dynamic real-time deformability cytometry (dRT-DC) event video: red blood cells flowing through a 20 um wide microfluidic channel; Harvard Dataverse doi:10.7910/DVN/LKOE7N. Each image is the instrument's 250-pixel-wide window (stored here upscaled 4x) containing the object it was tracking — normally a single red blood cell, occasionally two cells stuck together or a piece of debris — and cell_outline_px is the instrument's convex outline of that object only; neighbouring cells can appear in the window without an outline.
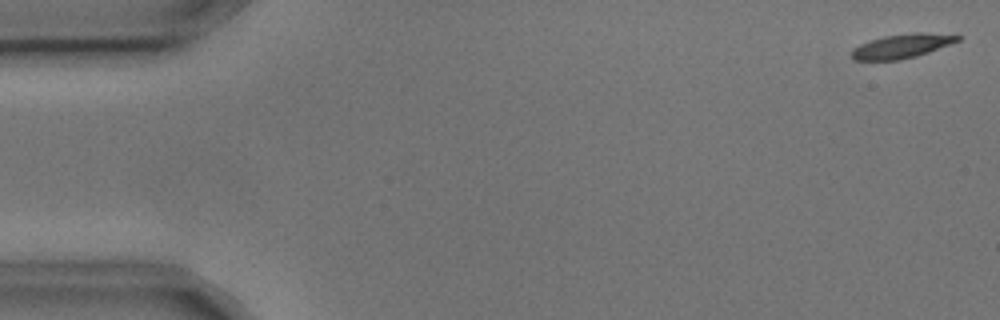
{"species": "common noctule bat (a hibernating species)", "species_latin": "Nyctalus noctula", "temperature_condition": "cold", "stored_images_in_passage": 4, "camera_frame_rate_fps": 3000, "um_per_image_px": 0.085, "animal": {"sex": "male", "body_mass_g": 17.9, "forearm_length_mm": 54.2}, "frame": {"image": 1, "passage_image": 1, "time_ms": 0.0, "image_size_px": [1000, 320], "cell_outline_px": [[960, 40], [928, 52], [916, 56], [900, 60], [856, 60], [852, 56], [852, 48], [860, 44], [884, 36], [912, 32], [920, 32], [960, 36]], "centroid_in_image_um": [76.63, 3.92], "position_along_channel_um": 8.4, "area_um2": 14.62}}
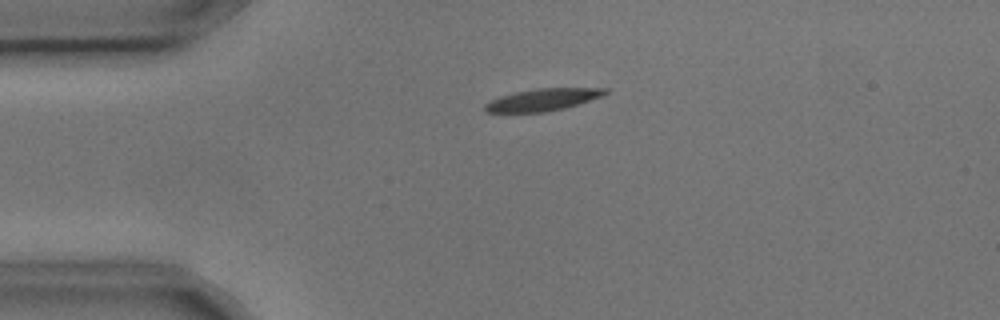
{"frame": {"image": 2, "passage_image": 3, "time_ms": 0.667, "image_size_px": [1000, 320], "cell_outline_px": [[608, 92], [600, 96], [564, 108], [544, 112], [484, 112], [484, 104], [500, 96], [516, 92], [536, 88], [608, 88]], "centroid_in_image_um": [46.09, 8.47], "position_along_channel_um": 38.9, "area_um2": 15.2}}